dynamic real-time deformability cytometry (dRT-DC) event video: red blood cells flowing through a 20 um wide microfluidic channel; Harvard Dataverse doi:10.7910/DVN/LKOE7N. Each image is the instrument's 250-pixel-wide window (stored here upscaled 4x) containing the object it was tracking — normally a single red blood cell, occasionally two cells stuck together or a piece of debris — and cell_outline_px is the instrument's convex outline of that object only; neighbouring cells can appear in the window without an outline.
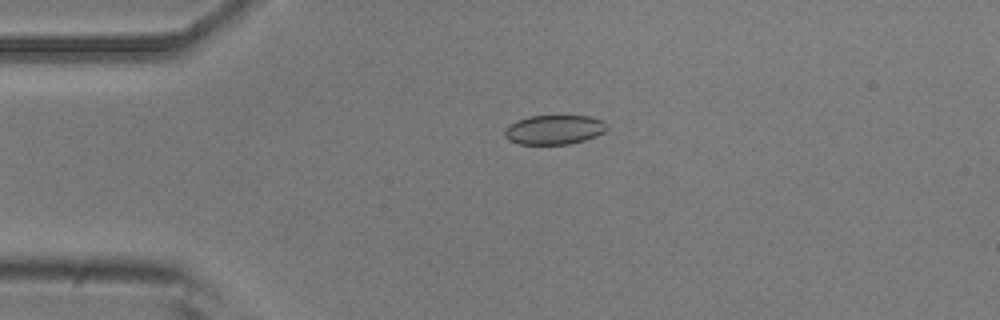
{"species": "common noctule bat (a hibernating species)", "species_latin": "Nyctalus noctula", "temperature_condition": "room temperature", "stored_images_in_passage": 3, "camera_frame_rate_fps": 3000, "um_per_image_px": 0.085, "animal": {"sex": "male", "body_mass_g": 20.5, "forearm_length_mm": 52.5}, "frame": {"image": 1, "passage_image": 1, "time_ms": 0.0, "image_size_px": [1000, 320], "cell_outline_px": [[604, 132], [596, 136], [584, 140], [568, 144], [520, 144], [508, 140], [504, 136], [504, 128], [508, 124], [516, 120], [528, 116], [592, 116], [604, 120]], "centroid_in_image_um": [47.04, 11.02], "position_along_channel_um": 38.0, "area_um2": 17.57}}
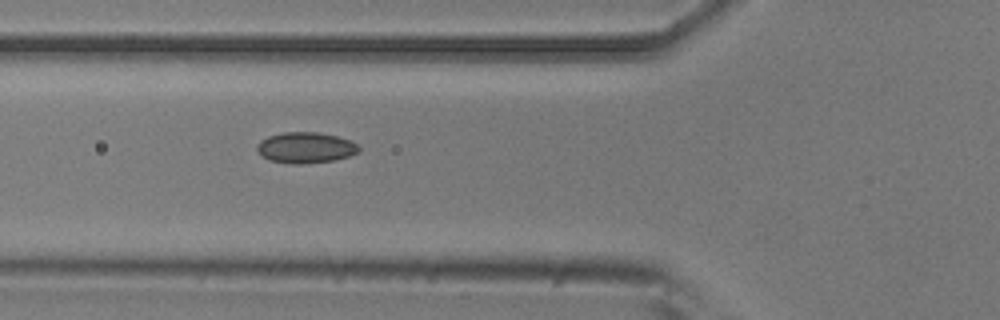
{"frame": {"image": 2, "passage_image": 3, "time_ms": 0.667, "image_size_px": [1000, 320], "cell_outline_px": [[360, 152], [336, 160], [300, 164], [292, 164], [268, 160], [260, 156], [256, 152], [256, 144], [260, 140], [268, 136], [284, 132], [316, 132], [336, 136], [352, 140], [360, 148]], "centroid_in_image_um": [25.94, 12.55], "position_along_channel_um": 99.9, "area_um2": 18.61}}